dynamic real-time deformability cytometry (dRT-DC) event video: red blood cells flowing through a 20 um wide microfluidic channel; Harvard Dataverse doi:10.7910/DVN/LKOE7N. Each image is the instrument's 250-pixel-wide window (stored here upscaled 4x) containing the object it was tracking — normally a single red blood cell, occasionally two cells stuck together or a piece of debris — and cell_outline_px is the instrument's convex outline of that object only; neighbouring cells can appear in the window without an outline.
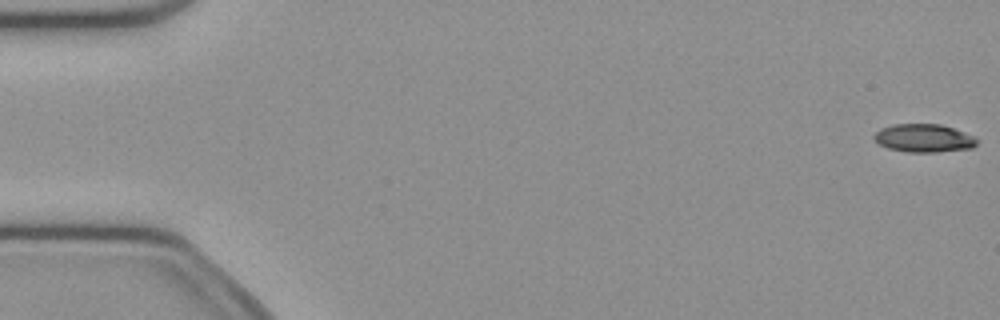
{"species": "common noctule bat (a hibernating species)", "species_latin": "Nyctalus noctula", "temperature_condition": "cold", "stored_images_in_passage": 5, "camera_frame_rate_fps": 3000, "um_per_image_px": 0.085, "animal": {"sex": "female", "body_mass_g": 21.9}, "frame": {"image": 1, "passage_image": 1, "time_ms": 0.0, "image_size_px": [1000, 320], "cell_outline_px": [[976, 144], [972, 148], [936, 152], [904, 152], [888, 148], [880, 144], [872, 136], [880, 128], [892, 124], [940, 124], [964, 132], [972, 136], [976, 140]], "centroid_in_image_um": [78.48, 11.74], "position_along_channel_um": 6.5, "area_um2": 16.76}}